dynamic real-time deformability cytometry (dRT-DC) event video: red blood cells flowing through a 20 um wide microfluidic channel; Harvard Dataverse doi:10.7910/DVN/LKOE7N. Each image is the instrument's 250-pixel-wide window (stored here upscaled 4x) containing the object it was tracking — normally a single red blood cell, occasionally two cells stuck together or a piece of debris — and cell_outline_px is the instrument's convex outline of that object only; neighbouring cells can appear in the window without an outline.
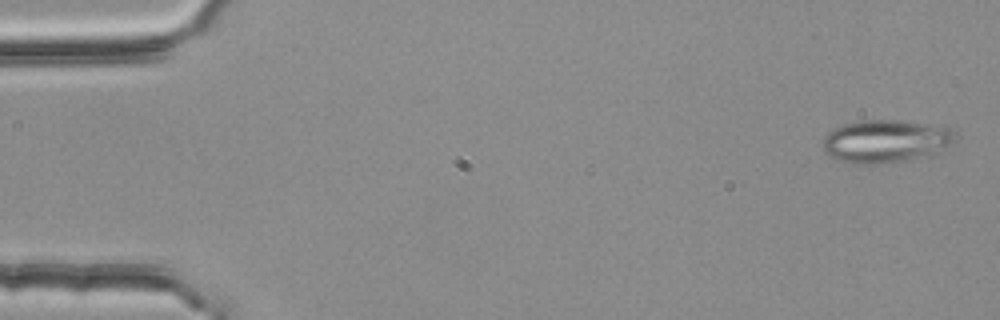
{"species": "common noctule bat (a hibernating species)", "species_latin": "Nyctalus noctula", "temperature_condition": "room temperature", "stored_images_in_passage": 55, "segment_of_instrument_passage": [1, 3], "camera_frame_rate_fps": 3000, "um_per_image_px": 0.085, "animal": {"sex": "female", "body_mass_g": 25.1}, "frame": {"image": 1, "passage_image": 2, "time_ms": 0.333, "image_size_px": [1000, 320], "cell_outline_px": [[956, 136], [948, 144], [932, 152], [904, 160], [884, 164], [856, 164], [840, 160], [828, 156], [824, 152], [824, 136], [832, 128], [844, 124], [864, 120], [900, 120], [944, 124], [956, 128]], "centroid_in_image_um": [75.27, 11.96], "position_along_channel_um": 9.7, "area_um2": 33.12}}